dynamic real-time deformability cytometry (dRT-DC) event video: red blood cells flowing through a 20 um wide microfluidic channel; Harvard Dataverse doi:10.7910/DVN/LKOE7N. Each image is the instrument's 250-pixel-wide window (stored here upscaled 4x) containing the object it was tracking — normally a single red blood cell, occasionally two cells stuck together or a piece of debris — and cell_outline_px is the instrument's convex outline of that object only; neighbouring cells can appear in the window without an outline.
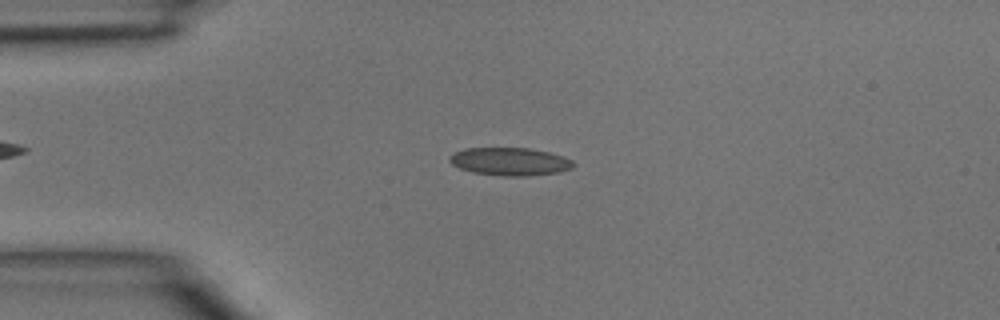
{"species": "common noctule bat (a hibernating species)", "species_latin": "Nyctalus noctula", "temperature_condition": "room temperature", "stored_images_in_passage": 45, "camera_frame_rate_fps": 3000, "um_per_image_px": 0.085, "animal": {"sex": "male", "body_mass_g": 15.6}, "frame": {"image": 1, "passage_image": 10, "time_ms": 3.0, "image_size_px": [1000, 320], "cell_outline_px": [[576, 164], [572, 168], [560, 172], [528, 176], [504, 176], [472, 172], [460, 168], [452, 164], [448, 160], [448, 156], [464, 148], [528, 148], [548, 152], [564, 156], [572, 160]], "centroid_in_image_um": [43.36, 13.73], "position_along_channel_um": 41.6, "area_um2": 20.23}}
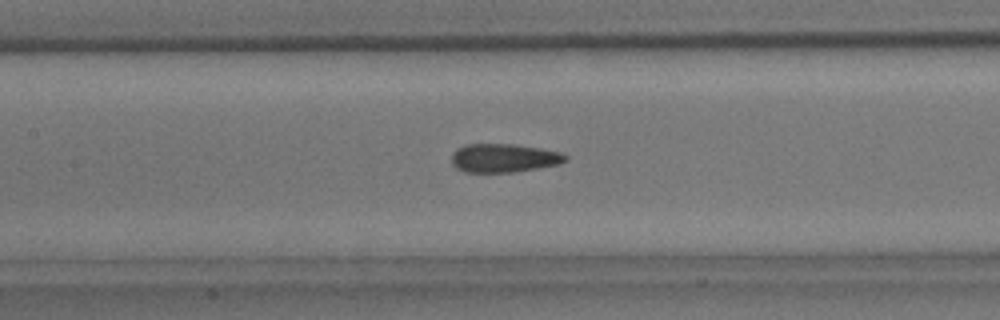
{"frame": {"image": 2, "passage_image": 20, "time_ms": 6.333, "image_size_px": [1000, 320], "cell_outline_px": [[568, 160], [560, 164], [512, 172], [468, 172], [456, 168], [452, 164], [452, 152], [456, 148], [464, 144], [512, 144], [540, 148], [560, 152], [568, 156]], "centroid_in_image_um": [42.81, 13.42], "position_along_channel_um": 164.6, "area_um2": 19.02}}
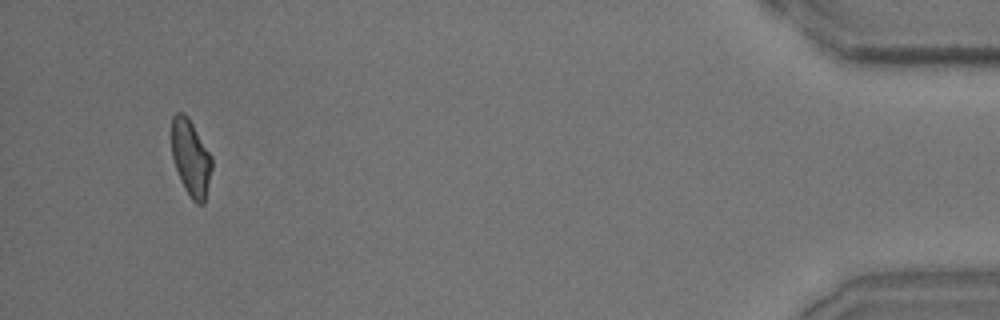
{"frame": {"image": 3, "passage_image": 43, "time_ms": 14.0, "image_size_px": [1000, 320], "cell_outline_px": [[212, 168], [204, 204], [196, 204], [192, 200], [184, 188], [180, 180], [172, 156], [172, 116], [176, 112], [184, 112], [188, 116], [212, 156]], "centroid_in_image_um": [16.22, 13.41], "position_along_channel_um": 419.0, "area_um2": 17.98}}